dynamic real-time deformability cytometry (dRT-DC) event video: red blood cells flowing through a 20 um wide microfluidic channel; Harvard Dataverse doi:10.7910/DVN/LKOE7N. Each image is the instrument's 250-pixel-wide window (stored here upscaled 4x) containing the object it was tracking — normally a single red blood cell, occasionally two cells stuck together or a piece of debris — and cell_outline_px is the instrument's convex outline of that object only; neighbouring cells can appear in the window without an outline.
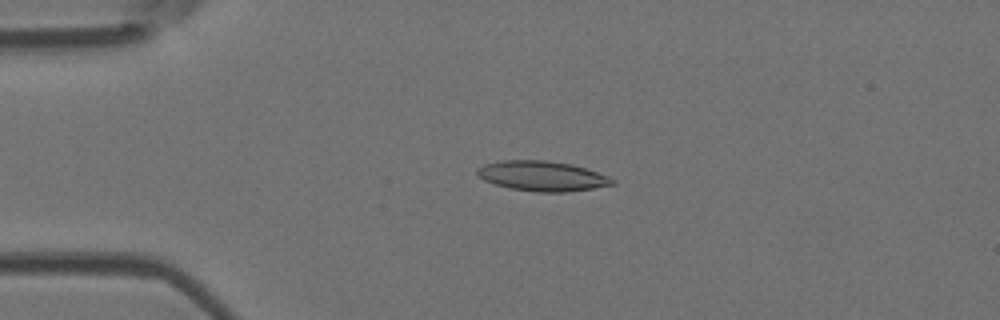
{"species": "Egyptian fruit bat (a non-hibernating species)", "species_latin": "Rousettus aegyptiacus", "temperature_condition": "room temperature", "stored_images_in_passage": 5, "camera_frame_rate_fps": 3000, "um_per_image_px": 0.085, "animal": {"sex": "female"}, "frame": {"image": 1, "passage_image": 4, "time_ms": 3.667, "image_size_px": [1000, 320], "cell_outline_px": [[616, 184], [592, 188], [564, 192], [536, 192], [512, 188], [496, 184], [484, 180], [476, 172], [476, 168], [484, 164], [504, 160], [544, 160], [572, 164], [608, 176], [616, 180]], "centroid_in_image_um": [46.09, 14.96], "position_along_channel_um": 38.9, "area_um2": 23.41}}